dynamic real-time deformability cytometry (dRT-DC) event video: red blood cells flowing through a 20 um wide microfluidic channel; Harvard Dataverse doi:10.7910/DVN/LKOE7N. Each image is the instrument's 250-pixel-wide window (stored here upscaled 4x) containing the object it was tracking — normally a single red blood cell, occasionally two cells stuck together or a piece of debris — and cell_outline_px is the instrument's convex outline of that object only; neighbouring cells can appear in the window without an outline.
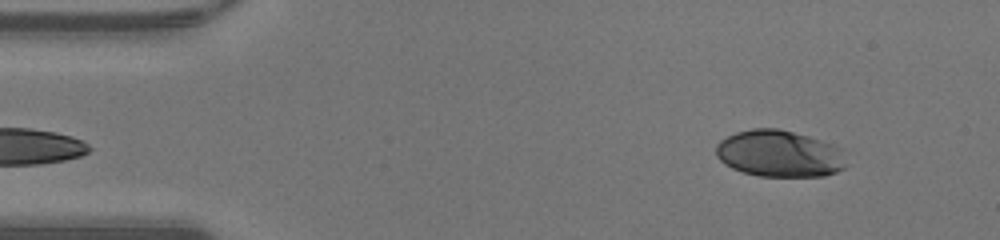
{"species": "human", "species_latin": "Homo sapiens", "temperature_condition": "warm", "stored_images_in_passage": 43, "camera_frame_rate_fps": 3000, "um_per_image_px": 0.085, "donor": {"sex": "male"}, "frame": {"image": 1, "passage_image": 1, "time_ms": 0.0, "image_size_px": [1000, 240], "cell_outline_px": [[848, 152], [844, 168], [836, 172], [824, 176], [760, 176], [744, 172], [732, 168], [724, 164], [716, 156], [716, 144], [720, 140], [736, 132], [752, 128], [776, 128], [808, 136], [844, 148]], "centroid_in_image_um": [66.29, 13.06], "position_along_channel_um": 18.7, "area_um2": 35.78}}
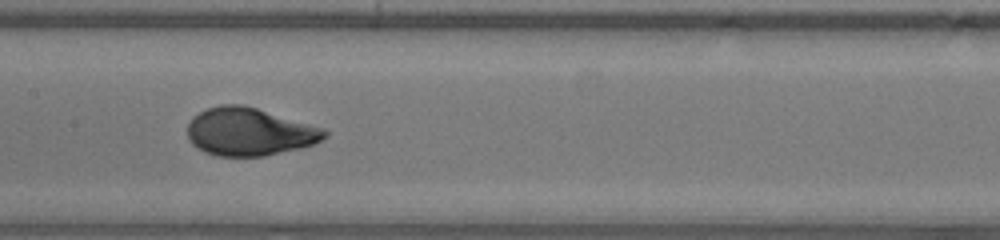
{"frame": {"image": 2, "passage_image": 19, "time_ms": 6.0, "image_size_px": [1000, 240], "cell_outline_px": [[328, 136], [312, 144], [300, 148], [264, 156], [216, 156], [204, 152], [192, 144], [188, 140], [188, 124], [192, 116], [208, 108], [220, 104], [240, 104], [256, 108], [324, 128], [328, 132]], "centroid_in_image_um": [21.17, 11.2], "position_along_channel_um": 186.2, "area_um2": 38.15}}
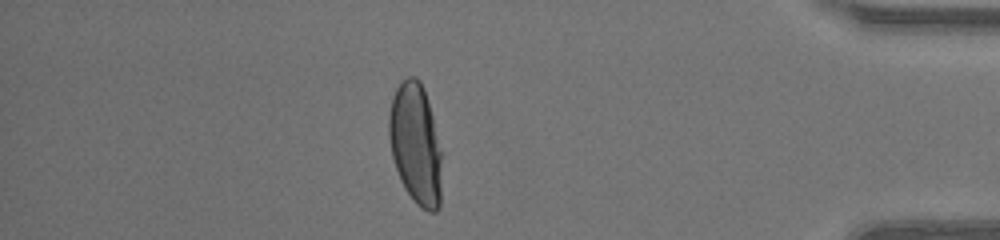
{"frame": {"image": 3, "passage_image": 37, "time_ms": 12.0, "image_size_px": [1000, 240], "cell_outline_px": [[440, 208], [436, 212], [428, 212], [420, 208], [416, 204], [404, 188], [400, 180], [392, 156], [388, 136], [388, 116], [392, 96], [400, 80], [408, 76], [416, 76], [420, 80], [424, 88], [432, 116], [440, 152]], "centroid_in_image_um": [35.29, 12.22], "position_along_channel_um": 399.9, "area_um2": 37.28}, "authors_computed_cell_mechanics": {"area_um2": 37.4544, "velocity_mm_per_s": 4.2988, "shape_relaxation_time_tau1_ms": 4.7477, "shape_relaxation_time_tau2_ms": null, "deformation_change_tau1": 0.2354, "deformation_change_tau2": null}}